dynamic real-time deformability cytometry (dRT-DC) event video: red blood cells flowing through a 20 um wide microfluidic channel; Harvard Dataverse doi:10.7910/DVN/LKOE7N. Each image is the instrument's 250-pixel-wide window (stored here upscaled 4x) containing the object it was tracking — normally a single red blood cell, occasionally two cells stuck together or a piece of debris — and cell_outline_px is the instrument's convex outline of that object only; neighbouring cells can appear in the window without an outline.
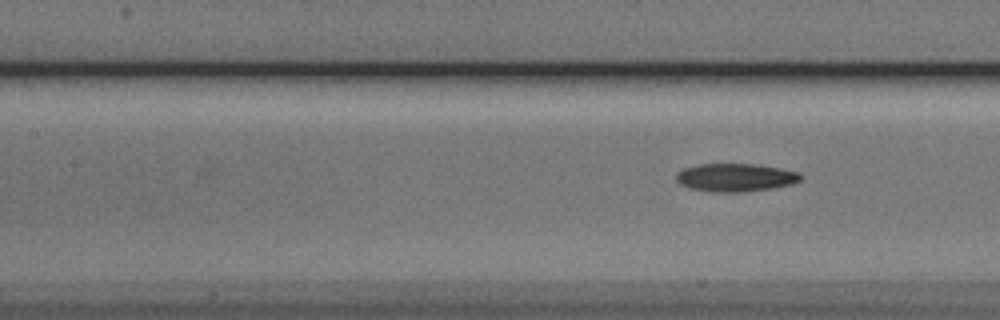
{"species": "Egyptian fruit bat (a non-hibernating species)", "species_latin": "Rousettus aegyptiacus", "temperature_condition": "cold", "stored_images_in_passage": 8, "camera_frame_rate_fps": 3000, "um_per_image_px": 0.085, "animal": {"sex": "male"}, "frame": {"image": 1, "passage_image": 8, "time_ms": 2.333, "image_size_px": [1000, 320], "cell_outline_px": [[800, 180], [792, 184], [776, 188], [744, 192], [716, 192], [688, 188], [680, 184], [676, 180], [676, 172], [684, 168], [696, 164], [756, 164], [780, 168], [800, 172]], "centroid_in_image_um": [62.5, 15.09], "position_along_channel_um": 144.9, "area_um2": 20.58}}